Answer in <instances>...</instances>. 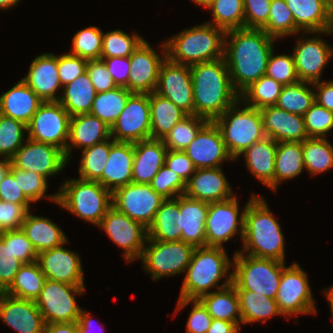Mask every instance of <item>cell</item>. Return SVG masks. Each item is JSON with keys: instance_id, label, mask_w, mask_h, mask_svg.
Returning <instances> with one entry per match:
<instances>
[{"instance_id": "cell-1", "label": "cell", "mask_w": 333, "mask_h": 333, "mask_svg": "<svg viewBox=\"0 0 333 333\" xmlns=\"http://www.w3.org/2000/svg\"><path fill=\"white\" fill-rule=\"evenodd\" d=\"M275 40L262 29L244 27L226 31L224 59L239 95L266 74Z\"/></svg>"}, {"instance_id": "cell-2", "label": "cell", "mask_w": 333, "mask_h": 333, "mask_svg": "<svg viewBox=\"0 0 333 333\" xmlns=\"http://www.w3.org/2000/svg\"><path fill=\"white\" fill-rule=\"evenodd\" d=\"M190 73L194 115L213 122L239 100L224 57L191 65Z\"/></svg>"}, {"instance_id": "cell-3", "label": "cell", "mask_w": 333, "mask_h": 333, "mask_svg": "<svg viewBox=\"0 0 333 333\" xmlns=\"http://www.w3.org/2000/svg\"><path fill=\"white\" fill-rule=\"evenodd\" d=\"M278 221L263 197L256 195L244 214L243 249L240 253L285 262V241Z\"/></svg>"}, {"instance_id": "cell-4", "label": "cell", "mask_w": 333, "mask_h": 333, "mask_svg": "<svg viewBox=\"0 0 333 333\" xmlns=\"http://www.w3.org/2000/svg\"><path fill=\"white\" fill-rule=\"evenodd\" d=\"M231 267L233 261L229 259L225 248L195 247L185 271L179 299H200L203 295L209 294L212 288L218 286L217 289H221L229 286L232 283L233 272L229 270ZM222 277L228 278L220 284Z\"/></svg>"}, {"instance_id": "cell-5", "label": "cell", "mask_w": 333, "mask_h": 333, "mask_svg": "<svg viewBox=\"0 0 333 333\" xmlns=\"http://www.w3.org/2000/svg\"><path fill=\"white\" fill-rule=\"evenodd\" d=\"M225 36V30L206 22L187 28L165 40L166 56L188 66L223 58Z\"/></svg>"}, {"instance_id": "cell-6", "label": "cell", "mask_w": 333, "mask_h": 333, "mask_svg": "<svg viewBox=\"0 0 333 333\" xmlns=\"http://www.w3.org/2000/svg\"><path fill=\"white\" fill-rule=\"evenodd\" d=\"M57 193L58 206L95 226H99L112 207V192L98 181L69 179L62 183Z\"/></svg>"}, {"instance_id": "cell-7", "label": "cell", "mask_w": 333, "mask_h": 333, "mask_svg": "<svg viewBox=\"0 0 333 333\" xmlns=\"http://www.w3.org/2000/svg\"><path fill=\"white\" fill-rule=\"evenodd\" d=\"M240 99L213 122L219 128L229 155L236 161L252 144L266 137L259 109L244 104Z\"/></svg>"}, {"instance_id": "cell-8", "label": "cell", "mask_w": 333, "mask_h": 333, "mask_svg": "<svg viewBox=\"0 0 333 333\" xmlns=\"http://www.w3.org/2000/svg\"><path fill=\"white\" fill-rule=\"evenodd\" d=\"M232 284L236 290H249L275 299L285 262L257 258L235 251Z\"/></svg>"}, {"instance_id": "cell-9", "label": "cell", "mask_w": 333, "mask_h": 333, "mask_svg": "<svg viewBox=\"0 0 333 333\" xmlns=\"http://www.w3.org/2000/svg\"><path fill=\"white\" fill-rule=\"evenodd\" d=\"M195 247L184 241H159L147 238L140 257L143 269L153 281L185 273Z\"/></svg>"}, {"instance_id": "cell-10", "label": "cell", "mask_w": 333, "mask_h": 333, "mask_svg": "<svg viewBox=\"0 0 333 333\" xmlns=\"http://www.w3.org/2000/svg\"><path fill=\"white\" fill-rule=\"evenodd\" d=\"M84 291L85 286L46 279L35 303L46 324L78 322L82 309L75 295L82 296Z\"/></svg>"}, {"instance_id": "cell-11", "label": "cell", "mask_w": 333, "mask_h": 333, "mask_svg": "<svg viewBox=\"0 0 333 333\" xmlns=\"http://www.w3.org/2000/svg\"><path fill=\"white\" fill-rule=\"evenodd\" d=\"M307 273L297 262L283 269L276 302L283 316L299 314H316L310 283Z\"/></svg>"}, {"instance_id": "cell-12", "label": "cell", "mask_w": 333, "mask_h": 333, "mask_svg": "<svg viewBox=\"0 0 333 333\" xmlns=\"http://www.w3.org/2000/svg\"><path fill=\"white\" fill-rule=\"evenodd\" d=\"M256 196L251 195L242 213H239V202L236 195L224 201L208 203L206 219V246L223 247L233 236L244 232V214L248 203ZM240 230V231H239ZM239 231V233H238Z\"/></svg>"}, {"instance_id": "cell-13", "label": "cell", "mask_w": 333, "mask_h": 333, "mask_svg": "<svg viewBox=\"0 0 333 333\" xmlns=\"http://www.w3.org/2000/svg\"><path fill=\"white\" fill-rule=\"evenodd\" d=\"M70 118L58 101L43 102L27 125V138L54 145L66 155Z\"/></svg>"}, {"instance_id": "cell-14", "label": "cell", "mask_w": 333, "mask_h": 333, "mask_svg": "<svg viewBox=\"0 0 333 333\" xmlns=\"http://www.w3.org/2000/svg\"><path fill=\"white\" fill-rule=\"evenodd\" d=\"M98 228L106 232L111 241L121 247L126 262L140 259L148 233L141 223L111 207L101 220Z\"/></svg>"}, {"instance_id": "cell-15", "label": "cell", "mask_w": 333, "mask_h": 333, "mask_svg": "<svg viewBox=\"0 0 333 333\" xmlns=\"http://www.w3.org/2000/svg\"><path fill=\"white\" fill-rule=\"evenodd\" d=\"M164 200L150 184L130 183L112 193V206L147 229Z\"/></svg>"}, {"instance_id": "cell-16", "label": "cell", "mask_w": 333, "mask_h": 333, "mask_svg": "<svg viewBox=\"0 0 333 333\" xmlns=\"http://www.w3.org/2000/svg\"><path fill=\"white\" fill-rule=\"evenodd\" d=\"M111 138L116 142L135 143L151 139L149 94L133 93L111 127Z\"/></svg>"}, {"instance_id": "cell-17", "label": "cell", "mask_w": 333, "mask_h": 333, "mask_svg": "<svg viewBox=\"0 0 333 333\" xmlns=\"http://www.w3.org/2000/svg\"><path fill=\"white\" fill-rule=\"evenodd\" d=\"M67 163L65 152L60 148L29 138L11 158L15 169L34 171L47 179L63 171Z\"/></svg>"}, {"instance_id": "cell-18", "label": "cell", "mask_w": 333, "mask_h": 333, "mask_svg": "<svg viewBox=\"0 0 333 333\" xmlns=\"http://www.w3.org/2000/svg\"><path fill=\"white\" fill-rule=\"evenodd\" d=\"M155 92L168 98L187 115H194L190 66L172 62L166 57L160 66Z\"/></svg>"}, {"instance_id": "cell-19", "label": "cell", "mask_w": 333, "mask_h": 333, "mask_svg": "<svg viewBox=\"0 0 333 333\" xmlns=\"http://www.w3.org/2000/svg\"><path fill=\"white\" fill-rule=\"evenodd\" d=\"M162 56L144 40L130 56L128 90L131 93L150 94L156 90L159 70L166 59V46L161 43Z\"/></svg>"}, {"instance_id": "cell-20", "label": "cell", "mask_w": 333, "mask_h": 333, "mask_svg": "<svg viewBox=\"0 0 333 333\" xmlns=\"http://www.w3.org/2000/svg\"><path fill=\"white\" fill-rule=\"evenodd\" d=\"M285 2L294 17L296 34L333 35V0H285Z\"/></svg>"}, {"instance_id": "cell-21", "label": "cell", "mask_w": 333, "mask_h": 333, "mask_svg": "<svg viewBox=\"0 0 333 333\" xmlns=\"http://www.w3.org/2000/svg\"><path fill=\"white\" fill-rule=\"evenodd\" d=\"M292 54L299 80L313 84L321 81L323 69L333 57V47L321 36L308 38L303 35Z\"/></svg>"}, {"instance_id": "cell-22", "label": "cell", "mask_w": 333, "mask_h": 333, "mask_svg": "<svg viewBox=\"0 0 333 333\" xmlns=\"http://www.w3.org/2000/svg\"><path fill=\"white\" fill-rule=\"evenodd\" d=\"M64 244L39 252L37 262L46 279L75 286H84L80 255Z\"/></svg>"}, {"instance_id": "cell-23", "label": "cell", "mask_w": 333, "mask_h": 333, "mask_svg": "<svg viewBox=\"0 0 333 333\" xmlns=\"http://www.w3.org/2000/svg\"><path fill=\"white\" fill-rule=\"evenodd\" d=\"M183 151L197 169L216 168L226 161H234L225 147L219 128L209 121Z\"/></svg>"}, {"instance_id": "cell-24", "label": "cell", "mask_w": 333, "mask_h": 333, "mask_svg": "<svg viewBox=\"0 0 333 333\" xmlns=\"http://www.w3.org/2000/svg\"><path fill=\"white\" fill-rule=\"evenodd\" d=\"M0 319L18 333H43L46 325L35 301L15 298L5 292L0 296Z\"/></svg>"}, {"instance_id": "cell-25", "label": "cell", "mask_w": 333, "mask_h": 333, "mask_svg": "<svg viewBox=\"0 0 333 333\" xmlns=\"http://www.w3.org/2000/svg\"><path fill=\"white\" fill-rule=\"evenodd\" d=\"M184 195L206 203L224 201L235 196L221 167L196 169L186 182Z\"/></svg>"}, {"instance_id": "cell-26", "label": "cell", "mask_w": 333, "mask_h": 333, "mask_svg": "<svg viewBox=\"0 0 333 333\" xmlns=\"http://www.w3.org/2000/svg\"><path fill=\"white\" fill-rule=\"evenodd\" d=\"M266 137L278 142H303L309 138L304 117L278 108L276 105L260 109Z\"/></svg>"}, {"instance_id": "cell-27", "label": "cell", "mask_w": 333, "mask_h": 333, "mask_svg": "<svg viewBox=\"0 0 333 333\" xmlns=\"http://www.w3.org/2000/svg\"><path fill=\"white\" fill-rule=\"evenodd\" d=\"M22 80L43 101H58L60 96L56 95L62 85L58 75V55L43 53L31 62L28 73Z\"/></svg>"}, {"instance_id": "cell-28", "label": "cell", "mask_w": 333, "mask_h": 333, "mask_svg": "<svg viewBox=\"0 0 333 333\" xmlns=\"http://www.w3.org/2000/svg\"><path fill=\"white\" fill-rule=\"evenodd\" d=\"M111 138V128L96 116L86 113L72 116L69 123V137L66 158L71 159V151L92 147Z\"/></svg>"}, {"instance_id": "cell-29", "label": "cell", "mask_w": 333, "mask_h": 333, "mask_svg": "<svg viewBox=\"0 0 333 333\" xmlns=\"http://www.w3.org/2000/svg\"><path fill=\"white\" fill-rule=\"evenodd\" d=\"M167 148L158 139L141 140L134 143L132 183L150 184L164 165Z\"/></svg>"}, {"instance_id": "cell-30", "label": "cell", "mask_w": 333, "mask_h": 333, "mask_svg": "<svg viewBox=\"0 0 333 333\" xmlns=\"http://www.w3.org/2000/svg\"><path fill=\"white\" fill-rule=\"evenodd\" d=\"M134 143L115 142L102 172V185L112 193L132 183Z\"/></svg>"}, {"instance_id": "cell-31", "label": "cell", "mask_w": 333, "mask_h": 333, "mask_svg": "<svg viewBox=\"0 0 333 333\" xmlns=\"http://www.w3.org/2000/svg\"><path fill=\"white\" fill-rule=\"evenodd\" d=\"M181 241L194 247L206 246V219L208 203L182 194L179 196Z\"/></svg>"}, {"instance_id": "cell-32", "label": "cell", "mask_w": 333, "mask_h": 333, "mask_svg": "<svg viewBox=\"0 0 333 333\" xmlns=\"http://www.w3.org/2000/svg\"><path fill=\"white\" fill-rule=\"evenodd\" d=\"M43 101L21 79L0 96V110L3 115L28 125Z\"/></svg>"}, {"instance_id": "cell-33", "label": "cell", "mask_w": 333, "mask_h": 333, "mask_svg": "<svg viewBox=\"0 0 333 333\" xmlns=\"http://www.w3.org/2000/svg\"><path fill=\"white\" fill-rule=\"evenodd\" d=\"M276 148L277 142L265 137L240 154L244 156L250 173L271 190H274Z\"/></svg>"}, {"instance_id": "cell-34", "label": "cell", "mask_w": 333, "mask_h": 333, "mask_svg": "<svg viewBox=\"0 0 333 333\" xmlns=\"http://www.w3.org/2000/svg\"><path fill=\"white\" fill-rule=\"evenodd\" d=\"M31 214V211L27 213L21 229L37 253L69 243L67 236L56 223Z\"/></svg>"}, {"instance_id": "cell-35", "label": "cell", "mask_w": 333, "mask_h": 333, "mask_svg": "<svg viewBox=\"0 0 333 333\" xmlns=\"http://www.w3.org/2000/svg\"><path fill=\"white\" fill-rule=\"evenodd\" d=\"M148 238L159 241H181V215L179 196L165 199L147 229Z\"/></svg>"}, {"instance_id": "cell-36", "label": "cell", "mask_w": 333, "mask_h": 333, "mask_svg": "<svg viewBox=\"0 0 333 333\" xmlns=\"http://www.w3.org/2000/svg\"><path fill=\"white\" fill-rule=\"evenodd\" d=\"M151 139L162 140L187 114L155 91L149 94Z\"/></svg>"}, {"instance_id": "cell-37", "label": "cell", "mask_w": 333, "mask_h": 333, "mask_svg": "<svg viewBox=\"0 0 333 333\" xmlns=\"http://www.w3.org/2000/svg\"><path fill=\"white\" fill-rule=\"evenodd\" d=\"M207 308L213 319L235 323L239 328L242 324L239 297L235 286H229L211 291L199 299Z\"/></svg>"}, {"instance_id": "cell-38", "label": "cell", "mask_w": 333, "mask_h": 333, "mask_svg": "<svg viewBox=\"0 0 333 333\" xmlns=\"http://www.w3.org/2000/svg\"><path fill=\"white\" fill-rule=\"evenodd\" d=\"M58 102L70 116L90 113L96 91L87 72L62 87Z\"/></svg>"}, {"instance_id": "cell-39", "label": "cell", "mask_w": 333, "mask_h": 333, "mask_svg": "<svg viewBox=\"0 0 333 333\" xmlns=\"http://www.w3.org/2000/svg\"><path fill=\"white\" fill-rule=\"evenodd\" d=\"M303 170L305 167L302 142H278L275 156L274 191L277 190L279 184L294 179Z\"/></svg>"}, {"instance_id": "cell-40", "label": "cell", "mask_w": 333, "mask_h": 333, "mask_svg": "<svg viewBox=\"0 0 333 333\" xmlns=\"http://www.w3.org/2000/svg\"><path fill=\"white\" fill-rule=\"evenodd\" d=\"M239 297L242 324L262 321L273 316H282L275 299L249 290H236Z\"/></svg>"}, {"instance_id": "cell-41", "label": "cell", "mask_w": 333, "mask_h": 333, "mask_svg": "<svg viewBox=\"0 0 333 333\" xmlns=\"http://www.w3.org/2000/svg\"><path fill=\"white\" fill-rule=\"evenodd\" d=\"M46 280L37 261L23 264L10 287L5 291L9 296L35 301Z\"/></svg>"}, {"instance_id": "cell-42", "label": "cell", "mask_w": 333, "mask_h": 333, "mask_svg": "<svg viewBox=\"0 0 333 333\" xmlns=\"http://www.w3.org/2000/svg\"><path fill=\"white\" fill-rule=\"evenodd\" d=\"M132 94L125 87H116L110 91L96 93L90 114L96 116L111 128Z\"/></svg>"}, {"instance_id": "cell-43", "label": "cell", "mask_w": 333, "mask_h": 333, "mask_svg": "<svg viewBox=\"0 0 333 333\" xmlns=\"http://www.w3.org/2000/svg\"><path fill=\"white\" fill-rule=\"evenodd\" d=\"M304 167L311 175L333 169V146L327 138H307L302 142Z\"/></svg>"}, {"instance_id": "cell-44", "label": "cell", "mask_w": 333, "mask_h": 333, "mask_svg": "<svg viewBox=\"0 0 333 333\" xmlns=\"http://www.w3.org/2000/svg\"><path fill=\"white\" fill-rule=\"evenodd\" d=\"M283 85L266 74L246 88L240 95L241 104L256 109L276 105Z\"/></svg>"}, {"instance_id": "cell-45", "label": "cell", "mask_w": 333, "mask_h": 333, "mask_svg": "<svg viewBox=\"0 0 333 333\" xmlns=\"http://www.w3.org/2000/svg\"><path fill=\"white\" fill-rule=\"evenodd\" d=\"M312 83L299 81L291 85H283L276 106L287 112L304 115L315 102V91Z\"/></svg>"}, {"instance_id": "cell-46", "label": "cell", "mask_w": 333, "mask_h": 333, "mask_svg": "<svg viewBox=\"0 0 333 333\" xmlns=\"http://www.w3.org/2000/svg\"><path fill=\"white\" fill-rule=\"evenodd\" d=\"M116 141L112 138L82 150L79 164V178L98 181L102 185V172L107 163L111 146Z\"/></svg>"}, {"instance_id": "cell-47", "label": "cell", "mask_w": 333, "mask_h": 333, "mask_svg": "<svg viewBox=\"0 0 333 333\" xmlns=\"http://www.w3.org/2000/svg\"><path fill=\"white\" fill-rule=\"evenodd\" d=\"M213 15L210 23L225 31L245 27L243 0H214L208 7Z\"/></svg>"}, {"instance_id": "cell-48", "label": "cell", "mask_w": 333, "mask_h": 333, "mask_svg": "<svg viewBox=\"0 0 333 333\" xmlns=\"http://www.w3.org/2000/svg\"><path fill=\"white\" fill-rule=\"evenodd\" d=\"M207 122L205 118L197 115H186L166 134L162 142L167 150L183 151Z\"/></svg>"}, {"instance_id": "cell-49", "label": "cell", "mask_w": 333, "mask_h": 333, "mask_svg": "<svg viewBox=\"0 0 333 333\" xmlns=\"http://www.w3.org/2000/svg\"><path fill=\"white\" fill-rule=\"evenodd\" d=\"M144 40L137 33L130 35L120 29L103 33L100 58L130 57Z\"/></svg>"}, {"instance_id": "cell-50", "label": "cell", "mask_w": 333, "mask_h": 333, "mask_svg": "<svg viewBox=\"0 0 333 333\" xmlns=\"http://www.w3.org/2000/svg\"><path fill=\"white\" fill-rule=\"evenodd\" d=\"M262 30L275 39L296 35L294 17L285 0H271L269 18Z\"/></svg>"}, {"instance_id": "cell-51", "label": "cell", "mask_w": 333, "mask_h": 333, "mask_svg": "<svg viewBox=\"0 0 333 333\" xmlns=\"http://www.w3.org/2000/svg\"><path fill=\"white\" fill-rule=\"evenodd\" d=\"M27 125L11 117L2 115L0 118V159H11L24 144Z\"/></svg>"}, {"instance_id": "cell-52", "label": "cell", "mask_w": 333, "mask_h": 333, "mask_svg": "<svg viewBox=\"0 0 333 333\" xmlns=\"http://www.w3.org/2000/svg\"><path fill=\"white\" fill-rule=\"evenodd\" d=\"M10 172L18 179L19 188L24 195L33 203L47 198L57 204L58 193L47 195L45 192L48 188V179L39 173L29 170H18L11 165Z\"/></svg>"}, {"instance_id": "cell-53", "label": "cell", "mask_w": 333, "mask_h": 333, "mask_svg": "<svg viewBox=\"0 0 333 333\" xmlns=\"http://www.w3.org/2000/svg\"><path fill=\"white\" fill-rule=\"evenodd\" d=\"M103 32L96 26L79 30L72 39L71 54L87 60L100 59Z\"/></svg>"}, {"instance_id": "cell-54", "label": "cell", "mask_w": 333, "mask_h": 333, "mask_svg": "<svg viewBox=\"0 0 333 333\" xmlns=\"http://www.w3.org/2000/svg\"><path fill=\"white\" fill-rule=\"evenodd\" d=\"M23 263L11 250V230L0 232V290L5 292L13 283Z\"/></svg>"}, {"instance_id": "cell-55", "label": "cell", "mask_w": 333, "mask_h": 333, "mask_svg": "<svg viewBox=\"0 0 333 333\" xmlns=\"http://www.w3.org/2000/svg\"><path fill=\"white\" fill-rule=\"evenodd\" d=\"M303 117L309 138H326V135L333 130V112L317 102L313 103Z\"/></svg>"}, {"instance_id": "cell-56", "label": "cell", "mask_w": 333, "mask_h": 333, "mask_svg": "<svg viewBox=\"0 0 333 333\" xmlns=\"http://www.w3.org/2000/svg\"><path fill=\"white\" fill-rule=\"evenodd\" d=\"M266 75L282 85H291L300 81L296 73L293 54L275 55L274 49L268 59Z\"/></svg>"}, {"instance_id": "cell-57", "label": "cell", "mask_w": 333, "mask_h": 333, "mask_svg": "<svg viewBox=\"0 0 333 333\" xmlns=\"http://www.w3.org/2000/svg\"><path fill=\"white\" fill-rule=\"evenodd\" d=\"M150 186L164 199H175L184 194L186 183L182 178L163 165L150 182Z\"/></svg>"}, {"instance_id": "cell-58", "label": "cell", "mask_w": 333, "mask_h": 333, "mask_svg": "<svg viewBox=\"0 0 333 333\" xmlns=\"http://www.w3.org/2000/svg\"><path fill=\"white\" fill-rule=\"evenodd\" d=\"M193 304L192 310L189 313V318L186 323V332L187 333H207V330L210 328L213 318L208 313L207 308L199 299H177V307L175 310L185 308V306Z\"/></svg>"}, {"instance_id": "cell-59", "label": "cell", "mask_w": 333, "mask_h": 333, "mask_svg": "<svg viewBox=\"0 0 333 333\" xmlns=\"http://www.w3.org/2000/svg\"><path fill=\"white\" fill-rule=\"evenodd\" d=\"M88 60L71 53L58 56V75L62 87L86 72Z\"/></svg>"}, {"instance_id": "cell-60", "label": "cell", "mask_w": 333, "mask_h": 333, "mask_svg": "<svg viewBox=\"0 0 333 333\" xmlns=\"http://www.w3.org/2000/svg\"><path fill=\"white\" fill-rule=\"evenodd\" d=\"M245 28L262 29L268 21L271 0H243Z\"/></svg>"}, {"instance_id": "cell-61", "label": "cell", "mask_w": 333, "mask_h": 333, "mask_svg": "<svg viewBox=\"0 0 333 333\" xmlns=\"http://www.w3.org/2000/svg\"><path fill=\"white\" fill-rule=\"evenodd\" d=\"M28 212L24 205L0 199V232L21 229Z\"/></svg>"}, {"instance_id": "cell-62", "label": "cell", "mask_w": 333, "mask_h": 333, "mask_svg": "<svg viewBox=\"0 0 333 333\" xmlns=\"http://www.w3.org/2000/svg\"><path fill=\"white\" fill-rule=\"evenodd\" d=\"M86 72L94 85L96 93L110 91L117 87L102 59L88 60Z\"/></svg>"}, {"instance_id": "cell-63", "label": "cell", "mask_w": 333, "mask_h": 333, "mask_svg": "<svg viewBox=\"0 0 333 333\" xmlns=\"http://www.w3.org/2000/svg\"><path fill=\"white\" fill-rule=\"evenodd\" d=\"M164 165L177 173L185 183L197 169L192 160L182 150H167Z\"/></svg>"}, {"instance_id": "cell-64", "label": "cell", "mask_w": 333, "mask_h": 333, "mask_svg": "<svg viewBox=\"0 0 333 333\" xmlns=\"http://www.w3.org/2000/svg\"><path fill=\"white\" fill-rule=\"evenodd\" d=\"M11 250L23 264L37 261L38 253L22 229L11 230Z\"/></svg>"}, {"instance_id": "cell-65", "label": "cell", "mask_w": 333, "mask_h": 333, "mask_svg": "<svg viewBox=\"0 0 333 333\" xmlns=\"http://www.w3.org/2000/svg\"><path fill=\"white\" fill-rule=\"evenodd\" d=\"M18 179L9 171L0 183V199L14 204L24 205L30 211L32 203L19 188Z\"/></svg>"}, {"instance_id": "cell-66", "label": "cell", "mask_w": 333, "mask_h": 333, "mask_svg": "<svg viewBox=\"0 0 333 333\" xmlns=\"http://www.w3.org/2000/svg\"><path fill=\"white\" fill-rule=\"evenodd\" d=\"M100 59L104 61L117 87H125L128 90V79L131 66L130 57H112Z\"/></svg>"}, {"instance_id": "cell-67", "label": "cell", "mask_w": 333, "mask_h": 333, "mask_svg": "<svg viewBox=\"0 0 333 333\" xmlns=\"http://www.w3.org/2000/svg\"><path fill=\"white\" fill-rule=\"evenodd\" d=\"M315 92V102L320 104L322 107L333 112V80L327 82L320 81L313 83Z\"/></svg>"}, {"instance_id": "cell-68", "label": "cell", "mask_w": 333, "mask_h": 333, "mask_svg": "<svg viewBox=\"0 0 333 333\" xmlns=\"http://www.w3.org/2000/svg\"><path fill=\"white\" fill-rule=\"evenodd\" d=\"M240 328L233 322L213 319L207 333H239Z\"/></svg>"}, {"instance_id": "cell-69", "label": "cell", "mask_w": 333, "mask_h": 333, "mask_svg": "<svg viewBox=\"0 0 333 333\" xmlns=\"http://www.w3.org/2000/svg\"><path fill=\"white\" fill-rule=\"evenodd\" d=\"M43 333H79L77 322L49 323L45 325Z\"/></svg>"}, {"instance_id": "cell-70", "label": "cell", "mask_w": 333, "mask_h": 333, "mask_svg": "<svg viewBox=\"0 0 333 333\" xmlns=\"http://www.w3.org/2000/svg\"><path fill=\"white\" fill-rule=\"evenodd\" d=\"M90 315H91L90 313H88L86 310L82 309L81 314L79 316V321L77 322V327H78L79 333L92 332L94 325H93L92 317ZM102 328H103V326L101 324V327L99 330L103 331Z\"/></svg>"}, {"instance_id": "cell-71", "label": "cell", "mask_w": 333, "mask_h": 333, "mask_svg": "<svg viewBox=\"0 0 333 333\" xmlns=\"http://www.w3.org/2000/svg\"><path fill=\"white\" fill-rule=\"evenodd\" d=\"M11 169V159L3 158L0 160V183Z\"/></svg>"}, {"instance_id": "cell-72", "label": "cell", "mask_w": 333, "mask_h": 333, "mask_svg": "<svg viewBox=\"0 0 333 333\" xmlns=\"http://www.w3.org/2000/svg\"><path fill=\"white\" fill-rule=\"evenodd\" d=\"M21 0H0V9L1 10H8L12 6H16L18 3H20Z\"/></svg>"}, {"instance_id": "cell-73", "label": "cell", "mask_w": 333, "mask_h": 333, "mask_svg": "<svg viewBox=\"0 0 333 333\" xmlns=\"http://www.w3.org/2000/svg\"><path fill=\"white\" fill-rule=\"evenodd\" d=\"M325 293V296L327 298V301L330 304V309H331V316L333 317V284L332 286H330V288L328 287L325 291H323ZM332 322H333V318H332Z\"/></svg>"}, {"instance_id": "cell-74", "label": "cell", "mask_w": 333, "mask_h": 333, "mask_svg": "<svg viewBox=\"0 0 333 333\" xmlns=\"http://www.w3.org/2000/svg\"><path fill=\"white\" fill-rule=\"evenodd\" d=\"M195 5H201L204 6L205 8H207L214 0H192Z\"/></svg>"}]
</instances>
